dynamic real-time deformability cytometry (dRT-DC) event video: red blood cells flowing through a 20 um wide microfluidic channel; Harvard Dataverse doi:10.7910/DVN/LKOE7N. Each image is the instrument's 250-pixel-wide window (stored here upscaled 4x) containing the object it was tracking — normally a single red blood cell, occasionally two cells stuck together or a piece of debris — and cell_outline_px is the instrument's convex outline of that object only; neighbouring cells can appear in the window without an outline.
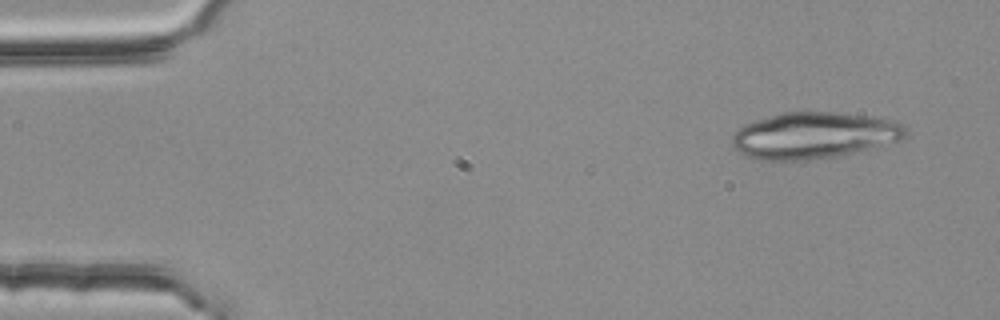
{"species": "common noctule bat (a hibernating species)", "species_latin": "Nyctalus noctula", "temperature_condition": "room temperature", "stored_images_in_passage": 3, "camera_frame_rate_fps": 3000, "um_per_image_px": 0.085, "animal": {"sex": "female", "body_mass_g": 25.1}, "frame": {"image": 1, "passage_image": 1, "time_ms": 0.0, "image_size_px": [1000, 320], "cell_outline_px": [[908, 136], [904, 140], [836, 156], [808, 160], [756, 160], [740, 152], [732, 144], [732, 136], [744, 124], [756, 120], [784, 112], [832, 112], [896, 120], [908, 132]], "centroid_in_image_um": [69.21, 11.52], "position_along_channel_um": 15.8, "area_um2": 46.64}}